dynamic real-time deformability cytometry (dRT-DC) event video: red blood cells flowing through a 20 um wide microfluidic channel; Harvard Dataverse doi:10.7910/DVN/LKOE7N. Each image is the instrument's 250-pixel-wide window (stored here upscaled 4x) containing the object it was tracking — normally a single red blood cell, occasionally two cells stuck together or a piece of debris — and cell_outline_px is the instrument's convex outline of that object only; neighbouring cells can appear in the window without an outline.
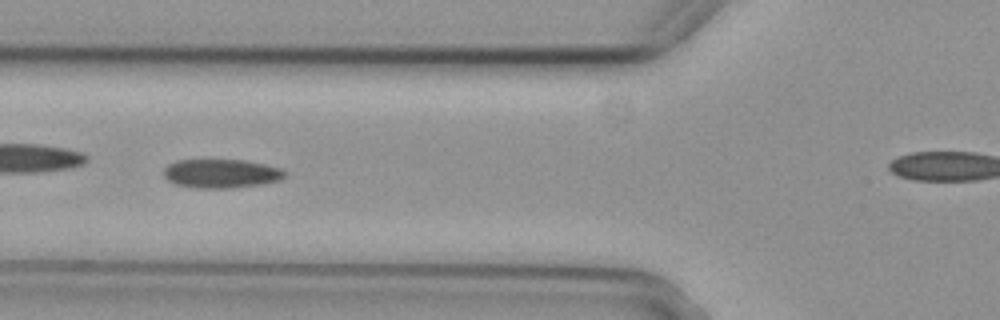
{"species": "common noctule bat (a hibernating species)", "species_latin": "Nyctalus noctula", "temperature_condition": "cold", "stored_images_in_passage": 7, "camera_frame_rate_fps": 3000, "um_per_image_px": 0.085, "animal": {"sex": "female", "body_mass_g": 29.2, "forearm_length_mm": 56.3}, "frame": {"image": 1, "passage_image": 5, "time_ms": 1.333, "image_size_px": [1000, 320], "cell_outline_px": [[288, 172], [280, 180], [264, 184], [232, 188], [196, 188], [172, 184], [164, 176], [164, 168], [168, 164], [176, 160], [244, 160], [264, 164], [280, 168]], "centroid_in_image_um": [18.79, 14.76], "position_along_channel_um": 107.0, "area_um2": 20.58}}
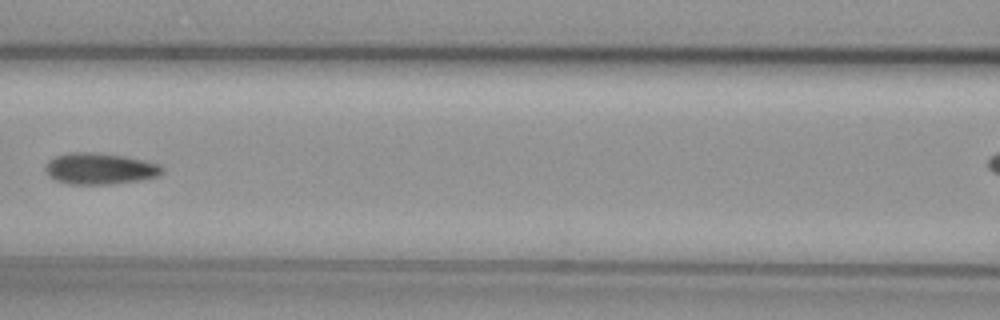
{"frame": {"image": 2, "passage_image": 6, "time_ms": 1.667, "image_size_px": [1000, 320], "cell_outline_px": [[164, 172], [160, 176], [140, 180], [112, 184], [68, 184], [56, 180], [48, 176], [44, 168], [48, 160], [56, 156], [68, 152], [92, 152], [124, 156], [160, 164], [164, 168]], "centroid_in_image_um": [8.49, 14.34], "position_along_channel_um": 158.1, "area_um2": 21.5}}